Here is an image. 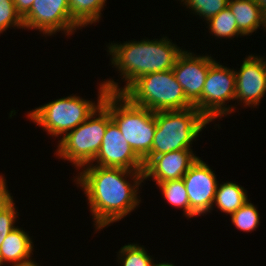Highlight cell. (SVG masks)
<instances>
[{
    "label": "cell",
    "mask_w": 266,
    "mask_h": 266,
    "mask_svg": "<svg viewBox=\"0 0 266 266\" xmlns=\"http://www.w3.org/2000/svg\"><path fill=\"white\" fill-rule=\"evenodd\" d=\"M73 177L89 205L95 233L123 220L139 207L143 170L85 165Z\"/></svg>",
    "instance_id": "6da1fadb"
},
{
    "label": "cell",
    "mask_w": 266,
    "mask_h": 266,
    "mask_svg": "<svg viewBox=\"0 0 266 266\" xmlns=\"http://www.w3.org/2000/svg\"><path fill=\"white\" fill-rule=\"evenodd\" d=\"M128 40L124 43L107 44L112 68H116L125 82L123 87L112 78L103 81L107 92L123 94L138 78L154 72H163L174 67L177 57L183 52L168 36L161 38ZM135 40V41H134Z\"/></svg>",
    "instance_id": "7a4b0ae2"
},
{
    "label": "cell",
    "mask_w": 266,
    "mask_h": 266,
    "mask_svg": "<svg viewBox=\"0 0 266 266\" xmlns=\"http://www.w3.org/2000/svg\"><path fill=\"white\" fill-rule=\"evenodd\" d=\"M102 104L110 111L125 141L144 163L150 157L155 135V112L134 105L121 93L107 92Z\"/></svg>",
    "instance_id": "3957f363"
},
{
    "label": "cell",
    "mask_w": 266,
    "mask_h": 266,
    "mask_svg": "<svg viewBox=\"0 0 266 266\" xmlns=\"http://www.w3.org/2000/svg\"><path fill=\"white\" fill-rule=\"evenodd\" d=\"M98 86L97 102L72 94L35 107L27 112L26 116L37 126L42 127L50 137L60 136L61 139L84 122L102 103L107 91L102 81Z\"/></svg>",
    "instance_id": "277c9868"
},
{
    "label": "cell",
    "mask_w": 266,
    "mask_h": 266,
    "mask_svg": "<svg viewBox=\"0 0 266 266\" xmlns=\"http://www.w3.org/2000/svg\"><path fill=\"white\" fill-rule=\"evenodd\" d=\"M156 130L150 156L193 150V141L211 122L195 107L155 112ZM205 127V128H204Z\"/></svg>",
    "instance_id": "5b68a950"
},
{
    "label": "cell",
    "mask_w": 266,
    "mask_h": 266,
    "mask_svg": "<svg viewBox=\"0 0 266 266\" xmlns=\"http://www.w3.org/2000/svg\"><path fill=\"white\" fill-rule=\"evenodd\" d=\"M111 120L110 111L101 103L84 122L59 139L54 155L70 161L78 172L95 159Z\"/></svg>",
    "instance_id": "8992f818"
},
{
    "label": "cell",
    "mask_w": 266,
    "mask_h": 266,
    "mask_svg": "<svg viewBox=\"0 0 266 266\" xmlns=\"http://www.w3.org/2000/svg\"><path fill=\"white\" fill-rule=\"evenodd\" d=\"M134 105L153 112L184 110L194 105L186 98L172 69L138 78L124 93Z\"/></svg>",
    "instance_id": "52a82bcc"
},
{
    "label": "cell",
    "mask_w": 266,
    "mask_h": 266,
    "mask_svg": "<svg viewBox=\"0 0 266 266\" xmlns=\"http://www.w3.org/2000/svg\"><path fill=\"white\" fill-rule=\"evenodd\" d=\"M236 75L234 68L215 62L208 71L201 99L194 105L210 122L236 112L235 101Z\"/></svg>",
    "instance_id": "ba28073f"
},
{
    "label": "cell",
    "mask_w": 266,
    "mask_h": 266,
    "mask_svg": "<svg viewBox=\"0 0 266 266\" xmlns=\"http://www.w3.org/2000/svg\"><path fill=\"white\" fill-rule=\"evenodd\" d=\"M23 23L24 30H38L45 37L60 31L70 36L82 29L71 18L69 0H34L30 11L23 17Z\"/></svg>",
    "instance_id": "9c48e42d"
},
{
    "label": "cell",
    "mask_w": 266,
    "mask_h": 266,
    "mask_svg": "<svg viewBox=\"0 0 266 266\" xmlns=\"http://www.w3.org/2000/svg\"><path fill=\"white\" fill-rule=\"evenodd\" d=\"M201 159L199 157L182 177L190 203V218L211 213L219 184L214 170Z\"/></svg>",
    "instance_id": "30bf717a"
},
{
    "label": "cell",
    "mask_w": 266,
    "mask_h": 266,
    "mask_svg": "<svg viewBox=\"0 0 266 266\" xmlns=\"http://www.w3.org/2000/svg\"><path fill=\"white\" fill-rule=\"evenodd\" d=\"M243 59L240 68L234 69L235 103H241L245 108H257L266 94V58L249 53Z\"/></svg>",
    "instance_id": "8fae6325"
},
{
    "label": "cell",
    "mask_w": 266,
    "mask_h": 266,
    "mask_svg": "<svg viewBox=\"0 0 266 266\" xmlns=\"http://www.w3.org/2000/svg\"><path fill=\"white\" fill-rule=\"evenodd\" d=\"M196 54L184 48L172 68L176 81L181 85L186 98L193 105L201 99L209 68L216 62L211 54Z\"/></svg>",
    "instance_id": "7c38bea8"
},
{
    "label": "cell",
    "mask_w": 266,
    "mask_h": 266,
    "mask_svg": "<svg viewBox=\"0 0 266 266\" xmlns=\"http://www.w3.org/2000/svg\"><path fill=\"white\" fill-rule=\"evenodd\" d=\"M88 165L143 170V161L135 154L120 132L116 123L111 120L106 128L100 149L95 159Z\"/></svg>",
    "instance_id": "4fadbf2b"
},
{
    "label": "cell",
    "mask_w": 266,
    "mask_h": 266,
    "mask_svg": "<svg viewBox=\"0 0 266 266\" xmlns=\"http://www.w3.org/2000/svg\"><path fill=\"white\" fill-rule=\"evenodd\" d=\"M193 150H177L168 153L150 156L144 162L143 178L153 179L156 183L182 178L188 169L196 162Z\"/></svg>",
    "instance_id": "5bb4252c"
},
{
    "label": "cell",
    "mask_w": 266,
    "mask_h": 266,
    "mask_svg": "<svg viewBox=\"0 0 266 266\" xmlns=\"http://www.w3.org/2000/svg\"><path fill=\"white\" fill-rule=\"evenodd\" d=\"M34 247L32 237L25 229L17 226L6 236L0 246V266L5 264L20 266L33 261Z\"/></svg>",
    "instance_id": "9a60e30c"
},
{
    "label": "cell",
    "mask_w": 266,
    "mask_h": 266,
    "mask_svg": "<svg viewBox=\"0 0 266 266\" xmlns=\"http://www.w3.org/2000/svg\"><path fill=\"white\" fill-rule=\"evenodd\" d=\"M228 7L236 19L239 31L244 36H251L265 26V14L256 5L255 0H229Z\"/></svg>",
    "instance_id": "2e32d148"
},
{
    "label": "cell",
    "mask_w": 266,
    "mask_h": 266,
    "mask_svg": "<svg viewBox=\"0 0 266 266\" xmlns=\"http://www.w3.org/2000/svg\"><path fill=\"white\" fill-rule=\"evenodd\" d=\"M248 200L247 190L243 186L232 181L222 182L218 184L211 212L216 207L228 216L237 211Z\"/></svg>",
    "instance_id": "e0dca14e"
},
{
    "label": "cell",
    "mask_w": 266,
    "mask_h": 266,
    "mask_svg": "<svg viewBox=\"0 0 266 266\" xmlns=\"http://www.w3.org/2000/svg\"><path fill=\"white\" fill-rule=\"evenodd\" d=\"M106 2L107 0H69L71 18L81 28L99 23Z\"/></svg>",
    "instance_id": "ac0fdd59"
},
{
    "label": "cell",
    "mask_w": 266,
    "mask_h": 266,
    "mask_svg": "<svg viewBox=\"0 0 266 266\" xmlns=\"http://www.w3.org/2000/svg\"><path fill=\"white\" fill-rule=\"evenodd\" d=\"M210 35L215 39H234L244 36L238 29L235 16L229 7L220 11L217 15L206 21ZM217 37V38H216Z\"/></svg>",
    "instance_id": "d6986e66"
},
{
    "label": "cell",
    "mask_w": 266,
    "mask_h": 266,
    "mask_svg": "<svg viewBox=\"0 0 266 266\" xmlns=\"http://www.w3.org/2000/svg\"><path fill=\"white\" fill-rule=\"evenodd\" d=\"M163 198L173 207L183 210V216L190 218V203L188 193L182 178L155 183Z\"/></svg>",
    "instance_id": "ffe728a7"
},
{
    "label": "cell",
    "mask_w": 266,
    "mask_h": 266,
    "mask_svg": "<svg viewBox=\"0 0 266 266\" xmlns=\"http://www.w3.org/2000/svg\"><path fill=\"white\" fill-rule=\"evenodd\" d=\"M147 252L148 250H145L143 245L128 243L118 251L117 262L121 266H154V257Z\"/></svg>",
    "instance_id": "44dd1931"
},
{
    "label": "cell",
    "mask_w": 266,
    "mask_h": 266,
    "mask_svg": "<svg viewBox=\"0 0 266 266\" xmlns=\"http://www.w3.org/2000/svg\"><path fill=\"white\" fill-rule=\"evenodd\" d=\"M256 205L251 203L250 199L237 211L230 215L231 223L236 229L243 232L256 231L260 225V214Z\"/></svg>",
    "instance_id": "7402d4cb"
},
{
    "label": "cell",
    "mask_w": 266,
    "mask_h": 266,
    "mask_svg": "<svg viewBox=\"0 0 266 266\" xmlns=\"http://www.w3.org/2000/svg\"><path fill=\"white\" fill-rule=\"evenodd\" d=\"M193 13L203 18V21H208L210 18L217 15L220 11L228 7L229 0H178ZM183 2V3H182Z\"/></svg>",
    "instance_id": "603a6c76"
},
{
    "label": "cell",
    "mask_w": 266,
    "mask_h": 266,
    "mask_svg": "<svg viewBox=\"0 0 266 266\" xmlns=\"http://www.w3.org/2000/svg\"><path fill=\"white\" fill-rule=\"evenodd\" d=\"M12 27L24 29L23 18L16 10L13 0H0V34Z\"/></svg>",
    "instance_id": "cb8c5ba5"
},
{
    "label": "cell",
    "mask_w": 266,
    "mask_h": 266,
    "mask_svg": "<svg viewBox=\"0 0 266 266\" xmlns=\"http://www.w3.org/2000/svg\"><path fill=\"white\" fill-rule=\"evenodd\" d=\"M14 201L12 200L0 211V246L6 236L17 227L15 224L19 218V212H17L18 208H16Z\"/></svg>",
    "instance_id": "d4e9b609"
},
{
    "label": "cell",
    "mask_w": 266,
    "mask_h": 266,
    "mask_svg": "<svg viewBox=\"0 0 266 266\" xmlns=\"http://www.w3.org/2000/svg\"><path fill=\"white\" fill-rule=\"evenodd\" d=\"M6 178H4V174L0 175V211L5 208L12 200V193L8 190Z\"/></svg>",
    "instance_id": "484cf974"
},
{
    "label": "cell",
    "mask_w": 266,
    "mask_h": 266,
    "mask_svg": "<svg viewBox=\"0 0 266 266\" xmlns=\"http://www.w3.org/2000/svg\"><path fill=\"white\" fill-rule=\"evenodd\" d=\"M16 10L23 18L31 9L34 0H13Z\"/></svg>",
    "instance_id": "4316f807"
},
{
    "label": "cell",
    "mask_w": 266,
    "mask_h": 266,
    "mask_svg": "<svg viewBox=\"0 0 266 266\" xmlns=\"http://www.w3.org/2000/svg\"><path fill=\"white\" fill-rule=\"evenodd\" d=\"M154 266H176V265H174L173 263H169V262H162L161 261V263L159 262V263H154Z\"/></svg>",
    "instance_id": "83f0119b"
},
{
    "label": "cell",
    "mask_w": 266,
    "mask_h": 266,
    "mask_svg": "<svg viewBox=\"0 0 266 266\" xmlns=\"http://www.w3.org/2000/svg\"><path fill=\"white\" fill-rule=\"evenodd\" d=\"M20 266H41L39 265V263H37L36 261H31V262H28V263H25V264H22Z\"/></svg>",
    "instance_id": "f1b7e54d"
},
{
    "label": "cell",
    "mask_w": 266,
    "mask_h": 266,
    "mask_svg": "<svg viewBox=\"0 0 266 266\" xmlns=\"http://www.w3.org/2000/svg\"><path fill=\"white\" fill-rule=\"evenodd\" d=\"M266 30V13H265V26H264V31ZM266 32V31H265Z\"/></svg>",
    "instance_id": "f546056e"
}]
</instances>
